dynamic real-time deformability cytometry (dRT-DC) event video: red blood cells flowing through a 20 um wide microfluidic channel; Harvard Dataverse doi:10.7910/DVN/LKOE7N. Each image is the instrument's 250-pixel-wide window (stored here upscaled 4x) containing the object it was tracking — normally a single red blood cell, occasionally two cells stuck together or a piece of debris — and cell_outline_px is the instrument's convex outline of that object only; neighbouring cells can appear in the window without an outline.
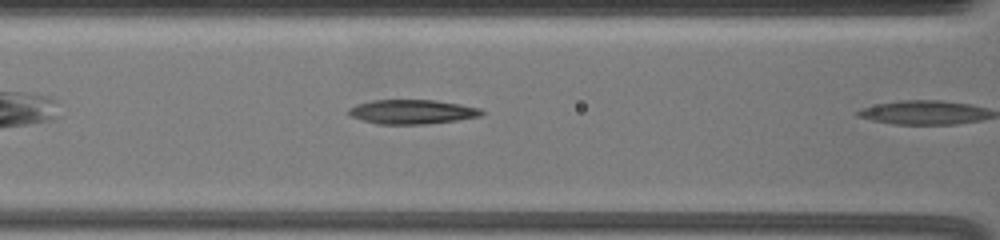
{"species": "common noctule bat (a hibernating species)", "species_latin": "Nyctalus noctula", "temperature_condition": "warm", "stored_images_in_passage": 11, "camera_frame_rate_fps": 3000, "um_per_image_px": 0.085, "animal": {"sex": "female", "body_mass_g": 19.5, "forearm_length_mm": 54.1}, "frame": {"image": 1, "passage_image": 10, "time_ms": 3.0, "image_size_px": [1000, 240], "cell_outline_px": [[484, 112], [480, 116], [456, 120], [428, 124], [376, 124], [352, 116], [348, 112], [348, 108], [356, 104], [372, 100], [432, 100], [460, 104], [480, 108]], "centroid_in_image_um": [35.02, 9.5], "position_along_channel_um": 131.6, "area_um2": 18.73}}